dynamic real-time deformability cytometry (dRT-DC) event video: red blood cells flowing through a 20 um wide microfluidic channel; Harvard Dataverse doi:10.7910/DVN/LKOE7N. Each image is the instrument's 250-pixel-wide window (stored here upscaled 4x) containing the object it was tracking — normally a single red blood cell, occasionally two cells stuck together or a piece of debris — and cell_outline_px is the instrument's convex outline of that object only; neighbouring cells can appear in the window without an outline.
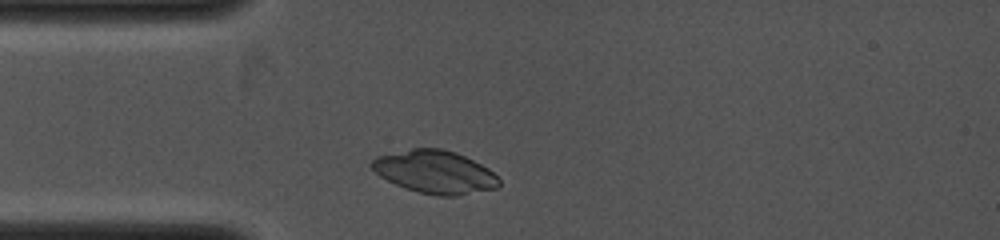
{"species": "common noctule bat (a hibernating species)", "species_latin": "Nyctalus noctula", "temperature_condition": "cold", "stored_images_in_passage": 25, "camera_frame_rate_fps": 4000, "um_per_image_px": 0.085, "animal": {"sex": "female", "body_mass_g": 19.0, "forearm_length_mm": 53.3}, "frame": {"image": 1, "passage_image": 3, "time_ms": 0.75, "image_size_px": [1000, 240], "cell_outline_px": [[500, 184], [496, 188], [456, 196], [440, 196], [420, 192], [396, 184], [380, 176], [368, 164], [376, 156], [412, 148], [440, 148], [456, 152], [488, 168], [500, 180]], "centroid_in_image_um": [36.96, 14.6], "position_along_channel_um": 48.0, "area_um2": 31.56}}
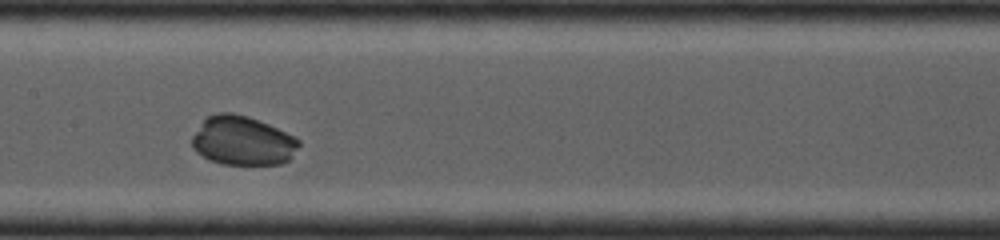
{"frame": {"image": 2, "passage_image": 12, "time_ms": 3.75, "image_size_px": [1000, 240], "cell_outline_px": [[300, 144], [292, 156], [288, 160], [280, 164], [220, 164], [196, 152], [192, 148], [192, 136], [204, 120], [208, 116], [220, 112], [232, 112], [248, 116], [268, 124], [296, 136], [300, 140]], "centroid_in_image_um": [20.64, 11.96], "position_along_channel_um": 186.8, "area_um2": 30.52}}
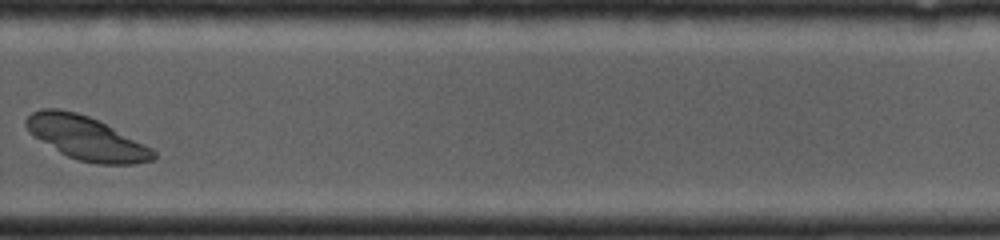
{"frame": {"image": 3, "passage_image": 20, "time_ms": 6.5, "image_size_px": [1000, 240], "cell_outline_px": [[156, 160], [136, 164], [96, 164], [76, 160], [60, 152], [32, 136], [28, 132], [24, 124], [24, 120], [32, 112], [44, 108], [56, 108], [76, 112], [88, 116], [152, 148], [156, 152]], "centroid_in_image_um": [7.31, 11.75], "position_along_channel_um": 322.5, "area_um2": 32.19}}